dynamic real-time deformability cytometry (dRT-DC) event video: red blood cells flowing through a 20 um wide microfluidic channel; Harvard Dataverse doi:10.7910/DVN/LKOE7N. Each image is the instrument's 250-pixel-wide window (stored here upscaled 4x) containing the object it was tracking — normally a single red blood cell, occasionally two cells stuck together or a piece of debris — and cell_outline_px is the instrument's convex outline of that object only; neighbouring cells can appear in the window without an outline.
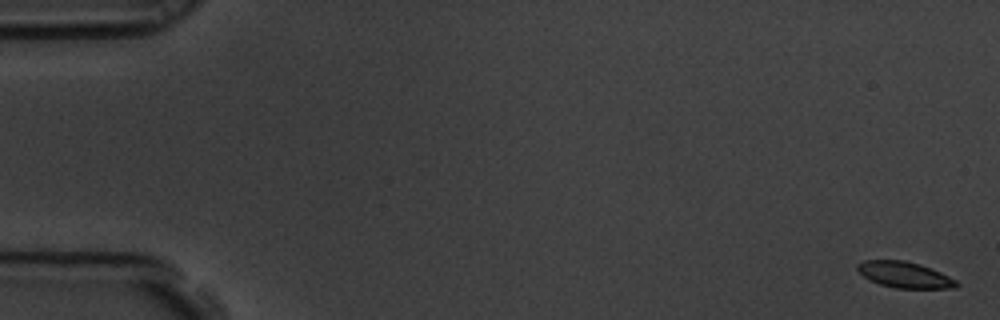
{"species": "common noctule bat (a hibernating species)", "species_latin": "Nyctalus noctula", "temperature_condition": "room temperature", "stored_images_in_passage": 5, "camera_frame_rate_fps": 3000, "um_per_image_px": 0.085, "animal": {"sex": "male", "body_mass_g": 19.5, "forearm_length_mm": 54.6}, "frame": {"image": 1, "passage_image": 1, "time_ms": 0.0, "image_size_px": [1000, 320], "cell_outline_px": [[960, 284], [956, 288], [896, 288], [880, 284], [864, 276], [856, 268], [856, 264], [864, 260], [904, 260], [920, 264], [940, 272], [956, 280]], "centroid_in_image_um": [76.9, 23.35], "position_along_channel_um": 8.1, "area_um2": 14.91}}
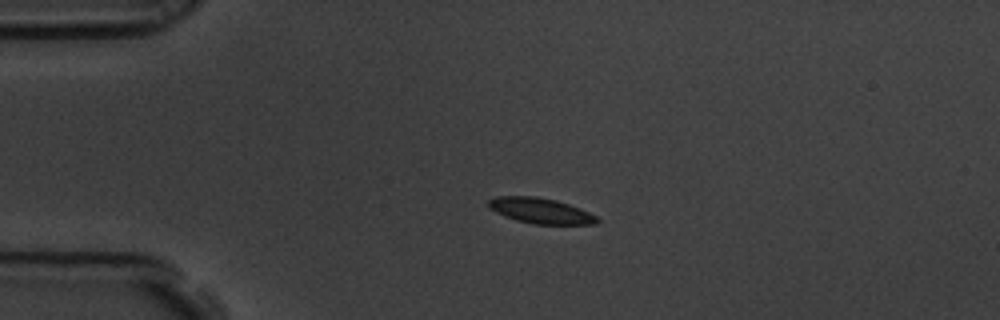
{"frame": {"image": 2, "passage_image": 4, "time_ms": 1.0, "image_size_px": [1000, 320], "cell_outline_px": [[600, 220], [596, 224], [532, 224], [516, 220], [504, 216], [488, 208], [488, 200], [496, 196], [536, 196], [556, 200], [580, 208], [596, 216]], "centroid_in_image_um": [45.92, 17.91], "position_along_channel_um": 39.1, "area_um2": 16.18}}